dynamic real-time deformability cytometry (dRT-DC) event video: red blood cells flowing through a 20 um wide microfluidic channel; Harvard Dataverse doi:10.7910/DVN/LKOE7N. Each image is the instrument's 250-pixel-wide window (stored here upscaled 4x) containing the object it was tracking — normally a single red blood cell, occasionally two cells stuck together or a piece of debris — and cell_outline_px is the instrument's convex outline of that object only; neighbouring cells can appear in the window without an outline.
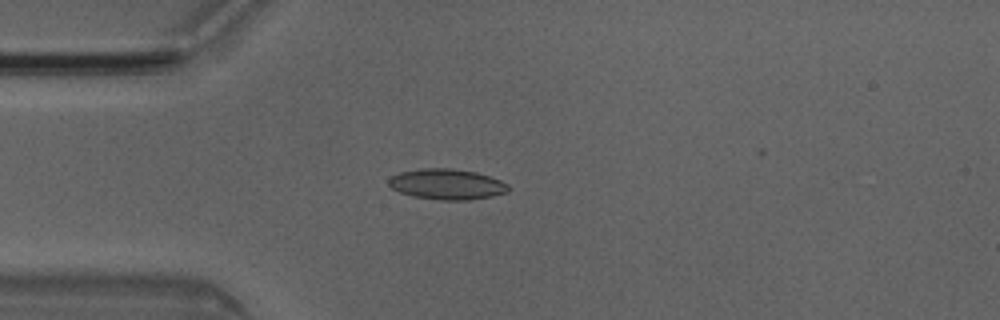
{"species": "Egyptian fruit bat (a non-hibernating species)", "species_latin": "Rousettus aegyptiacus", "temperature_condition": "room temperature", "stored_images_in_passage": 4, "camera_frame_rate_fps": 3000, "um_per_image_px": 0.085, "animal": {"sex": "male"}, "frame": {"image": 1, "passage_image": 4, "time_ms": 1.0, "image_size_px": [1000, 320], "cell_outline_px": [[508, 192], [492, 196], [468, 200], [440, 200], [412, 196], [400, 192], [392, 188], [388, 184], [388, 180], [392, 176], [400, 172], [424, 168], [452, 168], [476, 172], [500, 180], [508, 184]], "centroid_in_image_um": [37.98, 15.66], "position_along_channel_um": 47.0, "area_um2": 21.27}}